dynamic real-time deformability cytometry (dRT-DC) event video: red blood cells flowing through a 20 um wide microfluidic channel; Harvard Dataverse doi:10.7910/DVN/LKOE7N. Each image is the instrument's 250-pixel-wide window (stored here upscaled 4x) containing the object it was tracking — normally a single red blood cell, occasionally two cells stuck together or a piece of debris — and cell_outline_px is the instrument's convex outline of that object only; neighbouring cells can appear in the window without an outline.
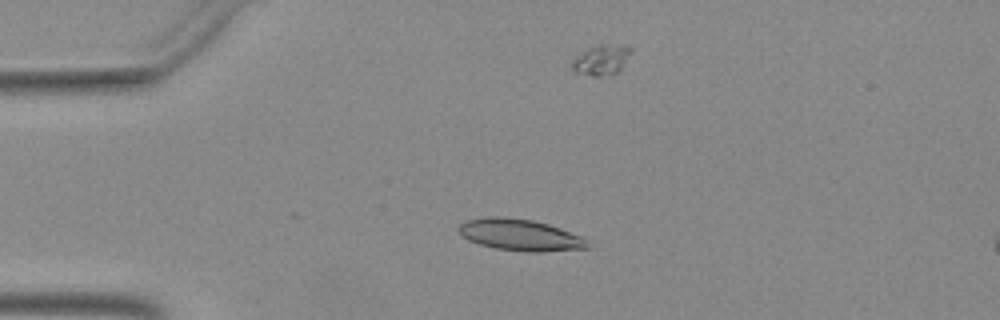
{"species": "Egyptian fruit bat (a non-hibernating species)", "species_latin": "Rousettus aegyptiacus", "temperature_condition": "warm", "stored_images_in_passage": 17, "camera_frame_rate_fps": 3000, "um_per_image_px": 0.085, "animal": {"sex": "female"}, "frame": {"image": 1, "passage_image": 5, "time_ms": 1.333, "image_size_px": [1000, 320], "cell_outline_px": [[588, 248], [544, 252], [528, 252], [496, 248], [480, 244], [468, 240], [460, 232], [460, 224], [468, 220], [488, 216], [500, 216], [532, 220], [548, 224], [584, 236], [588, 240]], "centroid_in_image_um": [44.27, 19.97], "position_along_channel_um": 40.7, "area_um2": 23.64}}
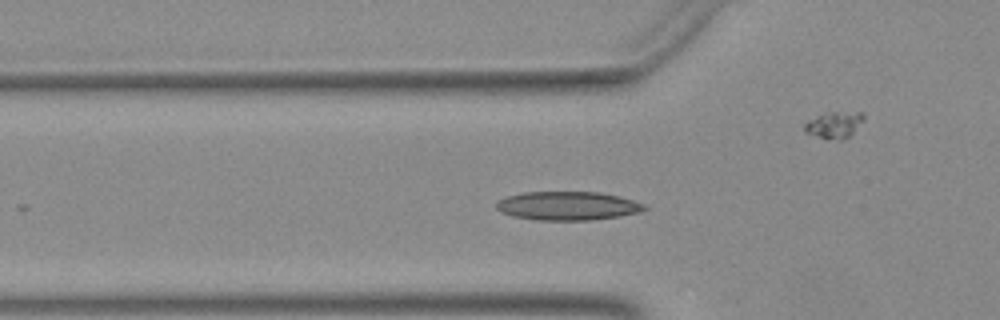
{"frame": {"image": 2, "passage_image": 10, "time_ms": 3.0, "image_size_px": [1000, 320], "cell_outline_px": [[648, 208], [640, 212], [620, 216], [592, 220], [536, 220], [512, 216], [500, 212], [496, 208], [496, 200], [504, 196], [524, 192], [600, 192], [632, 200], [644, 204]], "centroid_in_image_um": [48.19, 17.5], "position_along_channel_um": 77.6, "area_um2": 24.91}}